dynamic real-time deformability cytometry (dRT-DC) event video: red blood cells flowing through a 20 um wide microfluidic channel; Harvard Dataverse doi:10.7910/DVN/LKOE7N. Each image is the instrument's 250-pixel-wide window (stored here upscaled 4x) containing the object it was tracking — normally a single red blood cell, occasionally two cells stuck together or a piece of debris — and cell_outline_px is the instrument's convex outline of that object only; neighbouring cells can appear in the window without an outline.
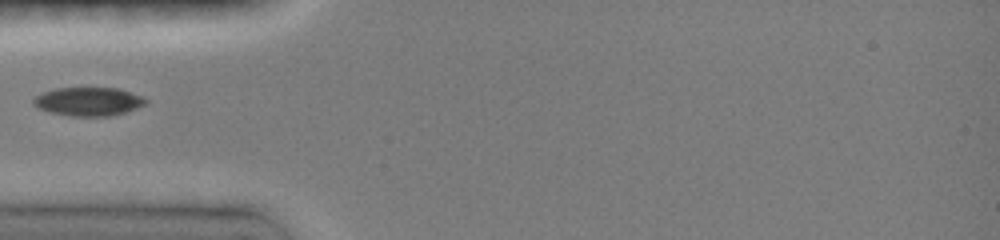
{"species": "common noctule bat (a hibernating species)", "species_latin": "Nyctalus noctula", "temperature_condition": "room temperature", "stored_images_in_passage": 15, "camera_frame_rate_fps": 3000, "um_per_image_px": 0.085, "animal": {"sex": "female", "body_mass_g": 19.0, "forearm_length_mm": 51.5}, "frame": {"image": 1, "passage_image": 1, "time_ms": 0.0, "image_size_px": [1000, 240], "cell_outline_px": [[148, 100], [144, 104], [136, 108], [112, 116], [72, 116], [52, 112], [40, 108], [32, 104], [32, 100], [36, 96], [44, 92], [56, 88], [116, 88], [140, 96]], "centroid_in_image_um": [7.49, 8.63], "position_along_channel_um": 77.5, "area_um2": 18.32}}
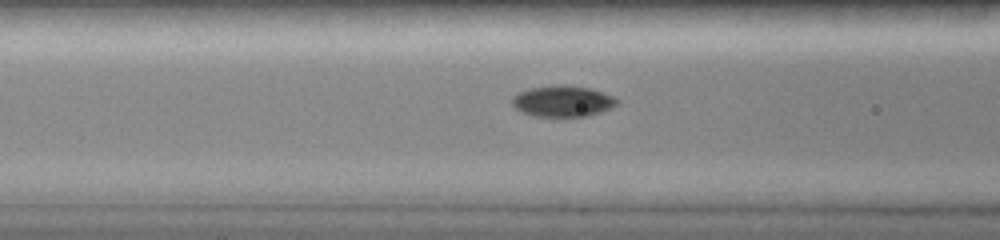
{"frame": {"image": 2, "passage_image": 7, "time_ms": 1.0, "image_size_px": [1000, 240], "cell_outline_px": [[616, 104], [600, 112], [588, 116], [532, 116], [516, 108], [512, 104], [512, 96], [516, 92], [528, 88], [556, 84], [564, 84], [592, 88], [612, 96], [616, 100]], "centroid_in_image_um": [47.76, 8.57], "position_along_channel_um": 118.8, "area_um2": 19.02}}